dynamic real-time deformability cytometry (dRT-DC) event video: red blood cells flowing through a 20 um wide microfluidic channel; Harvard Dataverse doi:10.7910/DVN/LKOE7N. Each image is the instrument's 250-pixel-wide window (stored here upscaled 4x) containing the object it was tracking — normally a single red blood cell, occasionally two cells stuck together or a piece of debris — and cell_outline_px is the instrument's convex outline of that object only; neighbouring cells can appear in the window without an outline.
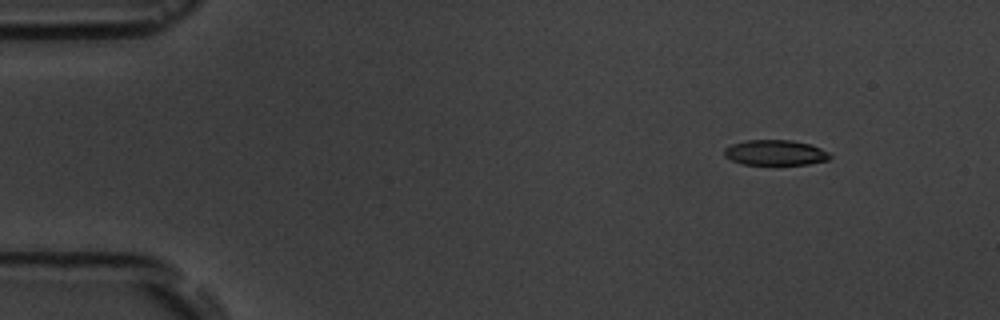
{"species": "common noctule bat (a hibernating species)", "species_latin": "Nyctalus noctula", "temperature_condition": "room temperature", "stored_images_in_passage": 4, "camera_frame_rate_fps": 3000, "um_per_image_px": 0.085, "animal": {"sex": "male", "body_mass_g": 19.5, "forearm_length_mm": 54.6}, "frame": {"image": 1, "passage_image": 2, "time_ms": 1.333, "image_size_px": [1000, 320], "cell_outline_px": [[832, 156], [828, 160], [808, 164], [744, 164], [732, 160], [724, 156], [724, 148], [732, 144], [744, 140], [792, 140], [808, 144], [820, 148], [828, 152]], "centroid_in_image_um": [65.89, 12.97], "position_along_channel_um": 19.1, "area_um2": 15.49}}
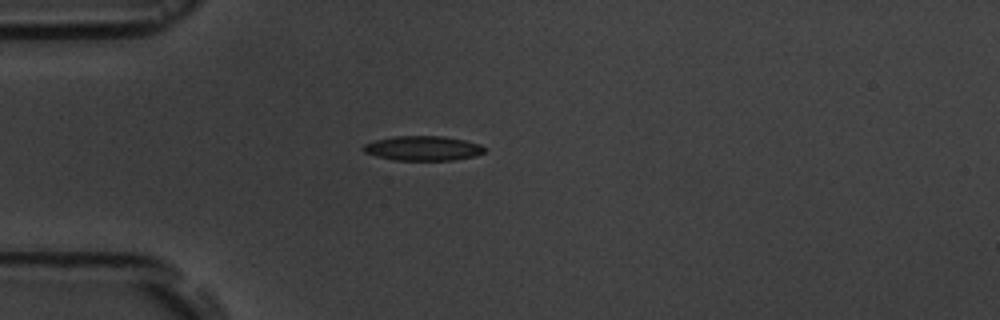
{"frame": {"image": 2, "passage_image": 4, "time_ms": 4.333, "image_size_px": [1000, 320], "cell_outline_px": [[488, 148], [484, 152], [476, 156], [452, 160], [392, 160], [376, 156], [364, 152], [360, 148], [364, 144], [376, 140], [392, 136], [444, 136], [464, 140], [480, 144]], "centroid_in_image_um": [35.95, 12.6], "position_along_channel_um": 49.1, "area_um2": 17.57}}